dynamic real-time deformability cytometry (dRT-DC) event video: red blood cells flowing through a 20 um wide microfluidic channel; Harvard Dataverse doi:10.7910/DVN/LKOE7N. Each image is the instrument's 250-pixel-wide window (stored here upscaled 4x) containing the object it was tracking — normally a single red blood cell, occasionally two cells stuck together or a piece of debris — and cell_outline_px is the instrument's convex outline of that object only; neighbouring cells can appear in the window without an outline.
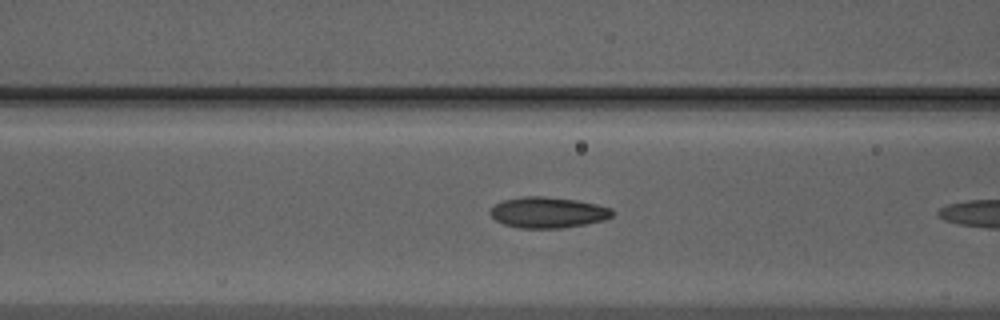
{"species": "Egyptian fruit bat (a non-hibernating species)", "species_latin": "Rousettus aegyptiacus", "temperature_condition": "warm", "stored_images_in_passage": 11, "camera_frame_rate_fps": 3000, "um_per_image_px": 0.085, "animal": {"sex": "male"}, "frame": {"image": 1, "passage_image": 10, "time_ms": 3.0, "image_size_px": [1000, 320], "cell_outline_px": [[616, 212], [612, 216], [604, 220], [584, 224], [560, 228], [520, 228], [504, 224], [496, 220], [488, 212], [496, 204], [504, 200], [524, 196], [544, 196], [576, 200], [596, 204], [612, 208]], "centroid_in_image_um": [46.59, 18.05], "position_along_channel_um": 120.0, "area_um2": 21.91}}